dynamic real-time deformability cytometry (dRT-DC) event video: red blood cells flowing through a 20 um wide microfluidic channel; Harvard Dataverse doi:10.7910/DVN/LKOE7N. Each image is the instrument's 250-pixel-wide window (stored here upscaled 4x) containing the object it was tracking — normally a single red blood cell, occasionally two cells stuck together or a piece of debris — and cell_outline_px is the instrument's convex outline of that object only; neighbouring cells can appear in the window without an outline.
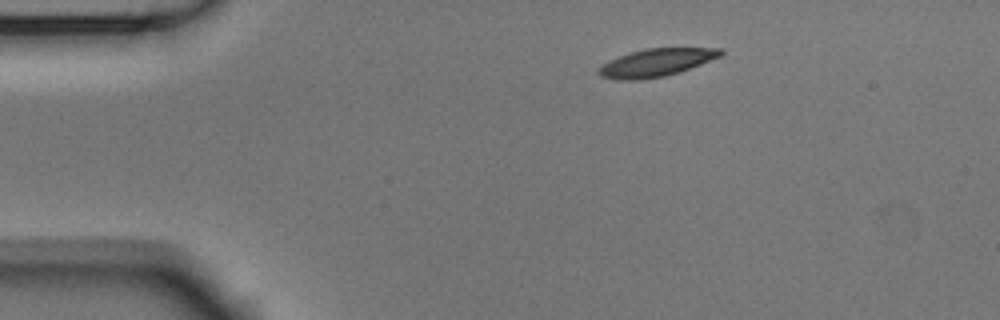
{"species": "Egyptian fruit bat (a non-hibernating species)", "species_latin": "Rousettus aegyptiacus", "temperature_condition": "room temperature", "stored_images_in_passage": 3, "camera_frame_rate_fps": 3000, "um_per_image_px": 0.085, "animal": {"sex": "male"}, "frame": {"image": 1, "passage_image": 1, "time_ms": 0.0, "image_size_px": [1000, 320], "cell_outline_px": [[724, 52], [720, 56], [680, 72], [664, 76], [636, 80], [620, 80], [600, 76], [596, 72], [596, 68], [608, 60], [644, 48], [724, 48]], "centroid_in_image_um": [55.74, 5.32], "position_along_channel_um": 29.3, "area_um2": 19.71}}
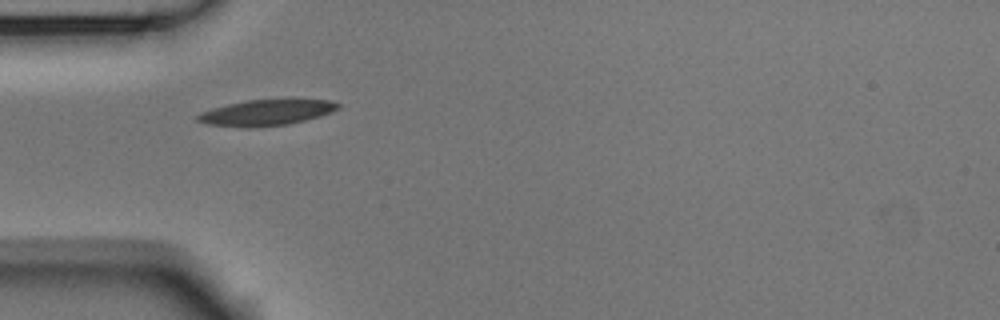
{"frame": {"image": 2, "passage_image": 2, "time_ms": 0.333, "image_size_px": [1000, 320], "cell_outline_px": [[340, 108], [332, 112], [320, 116], [288, 124], [252, 128], [244, 128], [204, 124], [196, 120], [196, 116], [200, 112], [212, 108], [228, 104], [248, 100], [328, 100], [340, 104]], "centroid_in_image_um": [22.58, 9.59], "position_along_channel_um": 62.4, "area_um2": 21.15}}
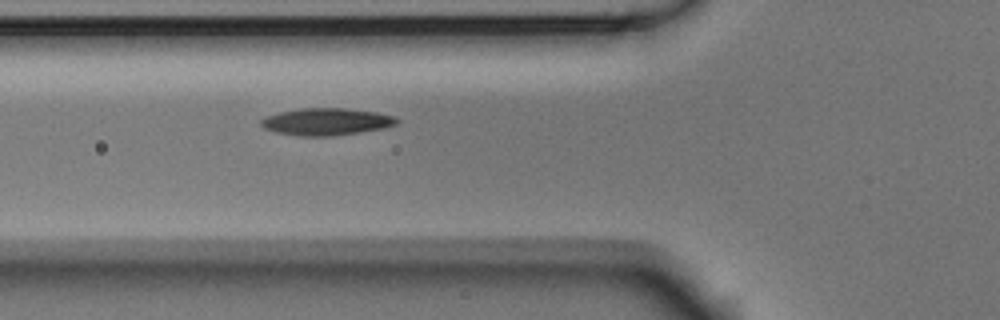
{"frame": {"image": 3, "passage_image": 3, "time_ms": 0.667, "image_size_px": [1000, 320], "cell_outline_px": [[400, 120], [396, 124], [384, 128], [360, 132], [332, 136], [300, 136], [276, 132], [264, 128], [260, 124], [260, 120], [268, 116], [280, 112], [300, 108], [348, 108], [376, 112], [396, 116]], "centroid_in_image_um": [27.77, 10.34], "position_along_channel_um": 98.0, "area_um2": 21.5}}